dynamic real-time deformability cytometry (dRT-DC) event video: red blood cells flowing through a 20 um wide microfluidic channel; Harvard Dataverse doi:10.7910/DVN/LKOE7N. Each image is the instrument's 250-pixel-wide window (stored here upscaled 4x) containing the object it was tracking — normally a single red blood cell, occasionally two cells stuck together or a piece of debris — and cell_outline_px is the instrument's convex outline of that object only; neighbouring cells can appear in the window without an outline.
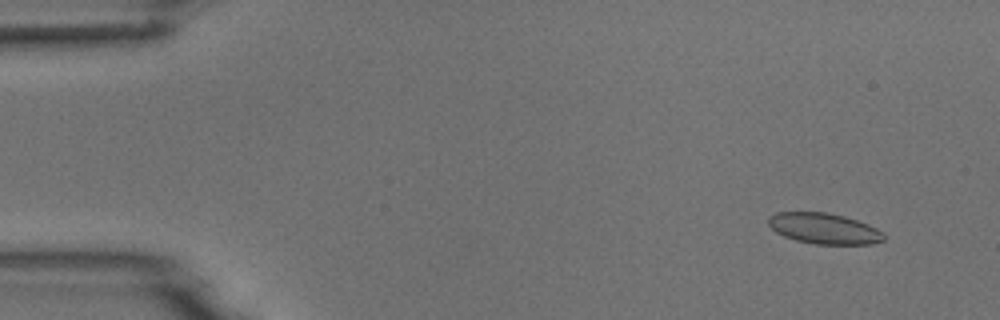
{"species": "common noctule bat (a hibernating species)", "species_latin": "Nyctalus noctula", "temperature_condition": "room temperature", "stored_images_in_passage": 5, "camera_frame_rate_fps": 3000, "um_per_image_px": 0.085, "animal": {"sex": "male", "body_mass_g": 18.8}, "frame": {"image": 1, "passage_image": 2, "time_ms": 1.0, "image_size_px": [1000, 320], "cell_outline_px": [[884, 240], [872, 244], [816, 244], [796, 240], [784, 236], [776, 232], [768, 224], [768, 216], [776, 212], [828, 212], [844, 216], [868, 224], [884, 232]], "centroid_in_image_um": [70.04, 19.42], "position_along_channel_um": 15.0, "area_um2": 20.75}}
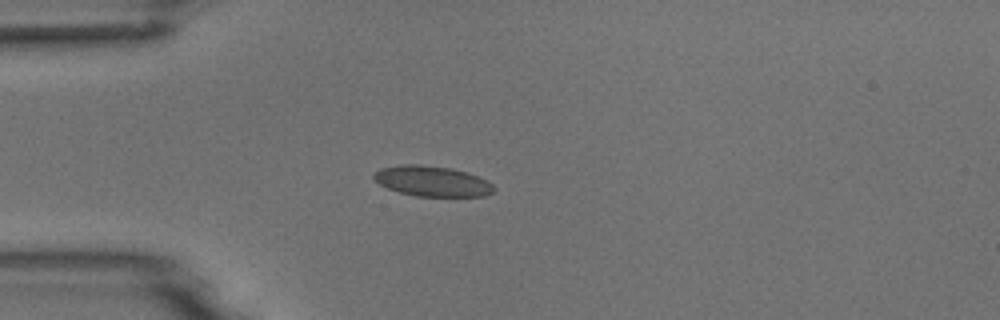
{"frame": {"image": 2, "passage_image": 4, "time_ms": 4.333, "image_size_px": [1000, 320], "cell_outline_px": [[496, 188], [492, 192], [484, 196], [416, 196], [400, 192], [388, 188], [380, 184], [372, 176], [372, 172], [380, 168], [400, 164], [420, 164], [452, 168], [468, 172], [480, 176], [488, 180]], "centroid_in_image_um": [36.74, 15.38], "position_along_channel_um": 48.3, "area_um2": 21.5}}